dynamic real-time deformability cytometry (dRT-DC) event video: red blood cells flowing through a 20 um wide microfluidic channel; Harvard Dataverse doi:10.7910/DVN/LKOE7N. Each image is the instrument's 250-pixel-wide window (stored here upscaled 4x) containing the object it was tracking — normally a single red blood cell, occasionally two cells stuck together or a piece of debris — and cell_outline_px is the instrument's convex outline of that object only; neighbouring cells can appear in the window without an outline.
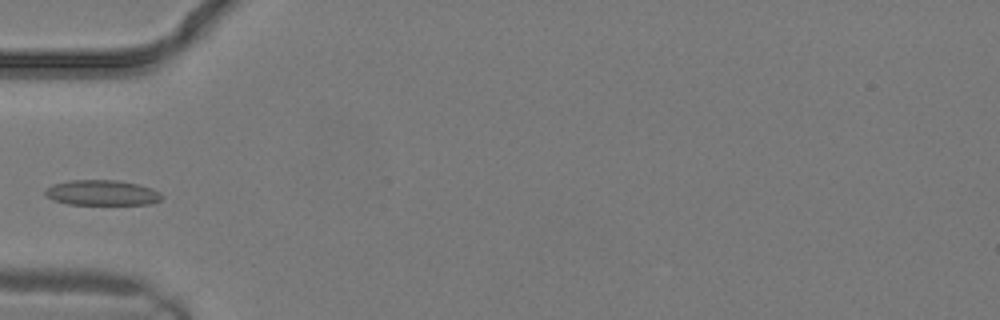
{"species": "common noctule bat (a hibernating species)", "species_latin": "Nyctalus noctula", "temperature_condition": "warm", "stored_images_in_passage": 10, "camera_frame_rate_fps": 3000, "um_per_image_px": 0.085, "animal": {"sex": "male", "body_mass_g": 19.2, "forearm_length_mm": 51.8}, "frame": {"image": 1, "passage_image": 6, "time_ms": 1.667, "image_size_px": [1000, 320], "cell_outline_px": [[164, 196], [160, 200], [152, 204], [68, 204], [52, 200], [44, 192], [44, 188], [52, 184], [72, 180], [116, 180], [136, 184], [152, 188], [160, 192]], "centroid_in_image_um": [8.66, 16.38], "position_along_channel_um": 76.3, "area_um2": 17.22}}
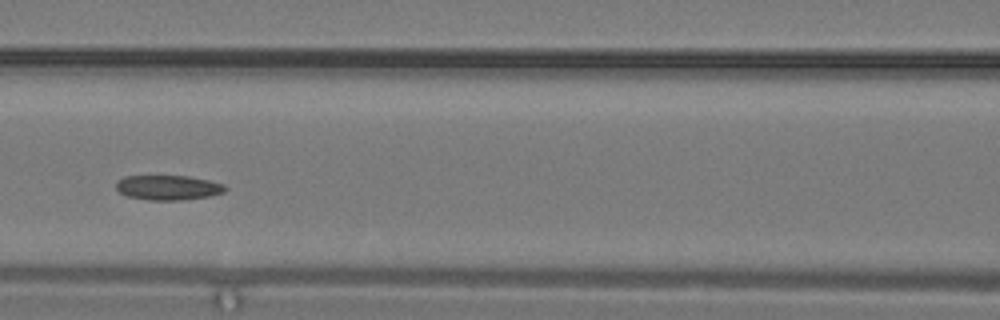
{"frame": {"image": 2, "passage_image": 9, "time_ms": 2.667, "image_size_px": [1000, 320], "cell_outline_px": [[228, 188], [224, 192], [208, 196], [180, 200], [148, 200], [128, 196], [120, 192], [116, 188], [116, 180], [124, 176], [188, 176], [208, 180], [224, 184]], "centroid_in_image_um": [14.28, 15.94], "position_along_channel_um": 152.3, "area_um2": 15.72}}